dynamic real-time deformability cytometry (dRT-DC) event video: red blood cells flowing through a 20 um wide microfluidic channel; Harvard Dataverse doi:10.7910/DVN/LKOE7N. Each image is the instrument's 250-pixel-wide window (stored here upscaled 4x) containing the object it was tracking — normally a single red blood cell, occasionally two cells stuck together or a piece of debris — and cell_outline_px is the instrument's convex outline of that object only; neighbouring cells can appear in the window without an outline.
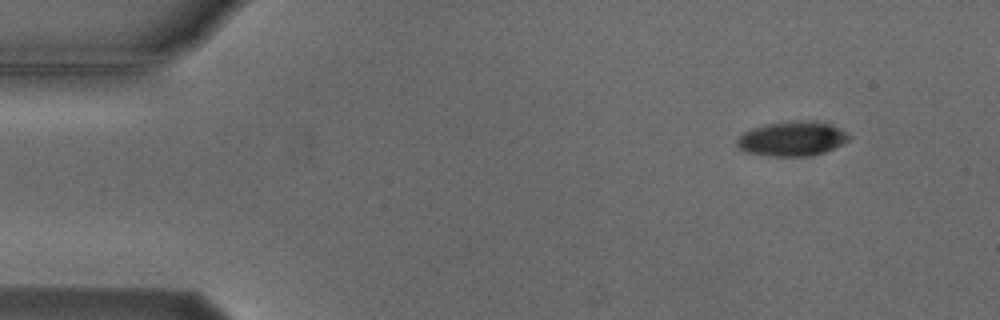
{"species": "Egyptian fruit bat (a non-hibernating species)", "species_latin": "Rousettus aegyptiacus", "temperature_condition": "cold", "stored_images_in_passage": 2, "camera_frame_rate_fps": 3000, "um_per_image_px": 0.085, "animal": {"sex": "male"}, "frame": {"image": 1, "passage_image": 2, "time_ms": 2.0, "image_size_px": [1000, 320], "cell_outline_px": [[852, 136], [848, 140], [824, 152], [812, 156], [768, 156], [744, 152], [736, 144], [736, 140], [744, 132], [752, 128], [768, 124], [796, 120], [812, 120], [832, 124]], "centroid_in_image_um": [67.32, 11.79], "position_along_channel_um": 17.7, "area_um2": 22.6}}